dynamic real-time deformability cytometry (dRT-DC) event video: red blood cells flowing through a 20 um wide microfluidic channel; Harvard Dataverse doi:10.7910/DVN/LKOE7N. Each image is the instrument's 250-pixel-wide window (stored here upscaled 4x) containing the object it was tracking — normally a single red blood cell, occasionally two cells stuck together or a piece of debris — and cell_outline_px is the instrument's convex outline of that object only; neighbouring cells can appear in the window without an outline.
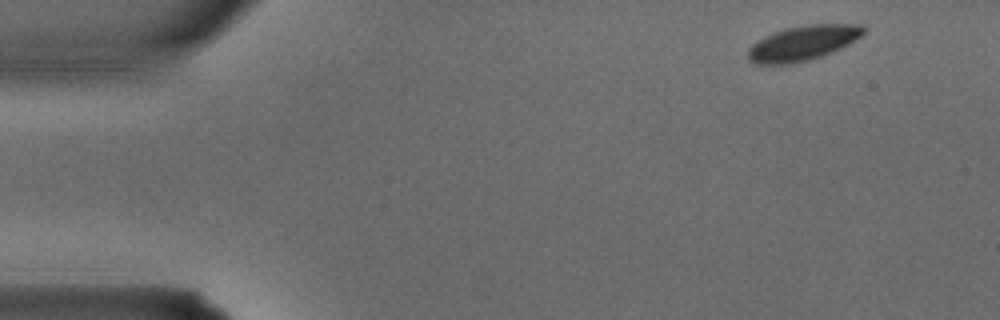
{"species": "common noctule bat (a hibernating species)", "species_latin": "Nyctalus noctula", "temperature_condition": "warm", "stored_images_in_passage": 3, "camera_frame_rate_fps": 3000, "um_per_image_px": 0.085, "animal": {"sex": "male", "body_mass_g": 15.6}, "frame": {"image": 1, "passage_image": 1, "time_ms": 0.0, "image_size_px": [1000, 320], "cell_outline_px": [[864, 32], [860, 36], [848, 44], [840, 48], [820, 56], [808, 60], [788, 64], [756, 64], [748, 60], [748, 48], [752, 44], [764, 36], [784, 28], [812, 24], [860, 24], [864, 28]], "centroid_in_image_um": [68.2, 3.65], "position_along_channel_um": 16.8, "area_um2": 23.24}}
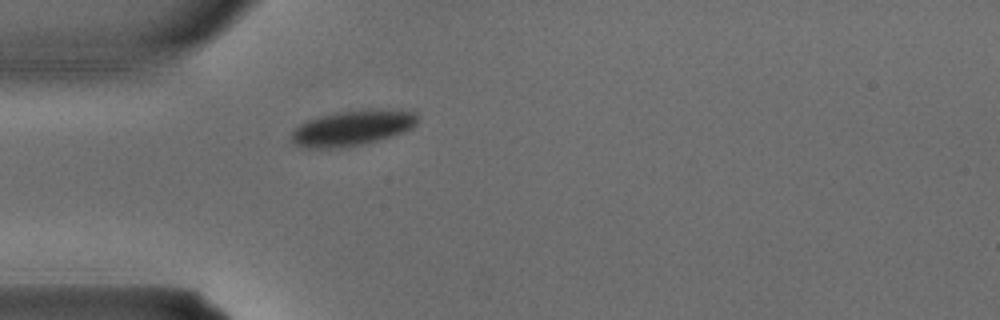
{"frame": {"image": 2, "passage_image": 3, "time_ms": 0.667, "image_size_px": [1000, 320], "cell_outline_px": [[420, 116], [416, 124], [412, 128], [404, 132], [364, 144], [336, 148], [304, 148], [296, 144], [292, 140], [292, 132], [300, 124], [308, 120], [320, 116], [336, 112], [376, 108], [380, 108], [416, 112]], "centroid_in_image_um": [30.0, 10.86], "position_along_channel_um": 55.0, "area_um2": 26.13}}